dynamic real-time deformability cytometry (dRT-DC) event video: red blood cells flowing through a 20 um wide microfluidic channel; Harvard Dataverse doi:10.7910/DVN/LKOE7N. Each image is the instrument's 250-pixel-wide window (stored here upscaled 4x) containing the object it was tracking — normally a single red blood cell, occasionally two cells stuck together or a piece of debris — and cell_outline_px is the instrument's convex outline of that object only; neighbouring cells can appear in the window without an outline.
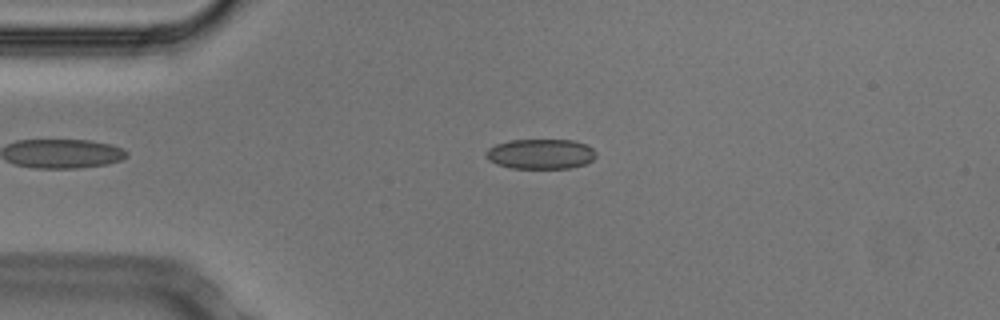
{"species": "Egyptian fruit bat (a non-hibernating species)", "species_latin": "Rousettus aegyptiacus", "temperature_condition": "cold", "stored_images_in_passage": 43, "camera_frame_rate_fps": 3000, "um_per_image_px": 0.085, "animal": {"sex": "male"}, "frame": {"image": 1, "passage_image": 2, "time_ms": 0.333, "image_size_px": [1000, 320], "cell_outline_px": [[596, 156], [592, 160], [584, 164], [568, 168], [512, 168], [496, 164], [488, 160], [484, 156], [484, 152], [488, 148], [496, 144], [512, 140], [572, 140], [588, 144], [596, 152]], "centroid_in_image_um": [45.93, 13.08], "position_along_channel_um": 39.1, "area_um2": 19.36}}
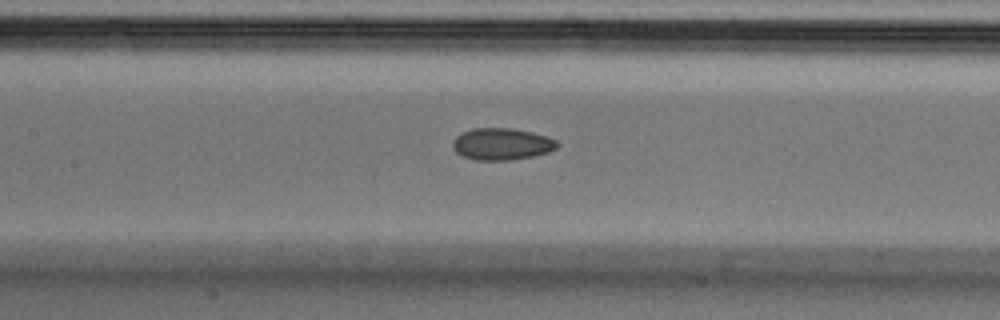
{"frame": {"image": 2, "passage_image": 14, "time_ms": 4.333, "image_size_px": [1000, 320], "cell_outline_px": [[560, 144], [556, 148], [548, 152], [532, 156], [508, 160], [476, 160], [464, 156], [456, 152], [452, 148], [452, 140], [460, 132], [472, 128], [512, 128], [532, 132], [548, 136], [556, 140]], "centroid_in_image_um": [42.63, 12.23], "position_along_channel_um": 164.8, "area_um2": 19.54}}
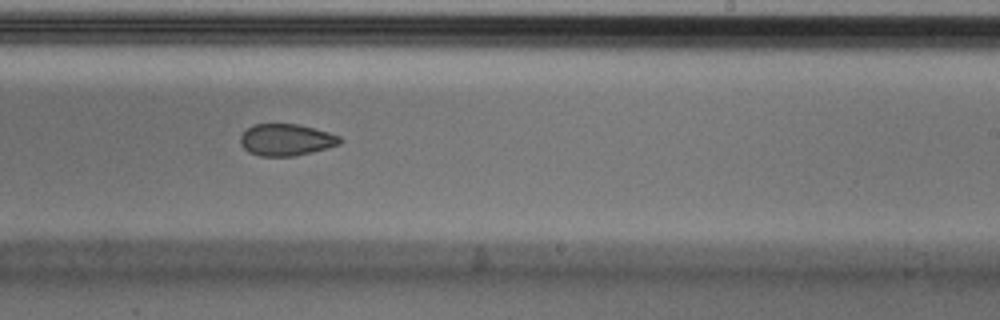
{"frame": {"image": 3, "passage_image": 22, "time_ms": 7.0, "image_size_px": [1000, 320], "cell_outline_px": [[344, 140], [340, 144], [328, 148], [312, 152], [292, 156], [260, 156], [248, 152], [240, 144], [240, 136], [248, 128], [256, 124], [296, 124], [328, 132], [340, 136]], "centroid_in_image_um": [24.34, 11.89], "position_along_channel_um": 264.7, "area_um2": 18.38}, "authors_computed_cell_mechanics": {"area_um2": 19.4786, "velocity_mm_per_s": 3.7581, "shape_relaxation_time_tau1_ms": null, "shape_relaxation_time_tau2_ms": 2.5137, "deformation_change_tau1": null, "deformation_change_tau2": 0.071}}